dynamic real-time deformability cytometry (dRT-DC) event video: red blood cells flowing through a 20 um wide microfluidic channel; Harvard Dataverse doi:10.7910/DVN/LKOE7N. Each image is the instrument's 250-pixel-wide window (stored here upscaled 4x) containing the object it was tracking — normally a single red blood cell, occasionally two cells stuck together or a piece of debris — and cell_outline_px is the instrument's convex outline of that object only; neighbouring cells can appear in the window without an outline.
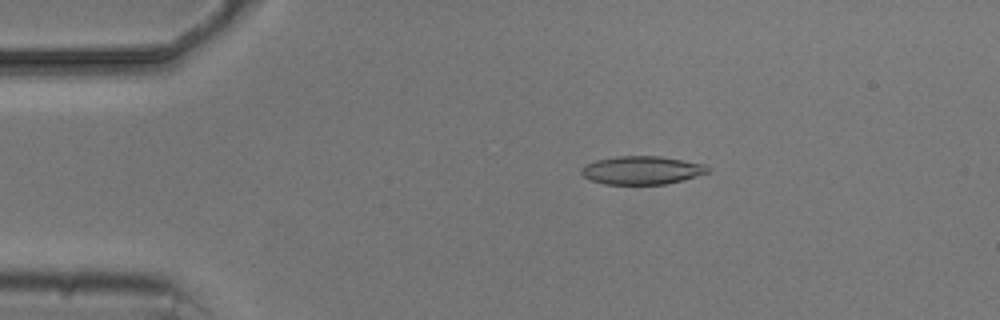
{"species": "common noctule bat (a hibernating species)", "species_latin": "Nyctalus noctula", "temperature_condition": "cold", "stored_images_in_passage": 6, "camera_frame_rate_fps": 3000, "um_per_image_px": 0.085, "animal": {"sex": "male", "body_mass_g": 20.5, "forearm_length_mm": 52.5}, "frame": {"image": 1, "passage_image": 3, "time_ms": 2.333, "image_size_px": [1000, 320], "cell_outline_px": [[712, 168], [708, 172], [696, 176], [664, 184], [604, 184], [592, 180], [584, 176], [580, 172], [580, 168], [584, 164], [596, 160], [616, 156], [660, 156], [708, 164]], "centroid_in_image_um": [54.56, 14.45], "position_along_channel_um": 30.4, "area_um2": 20.92}}
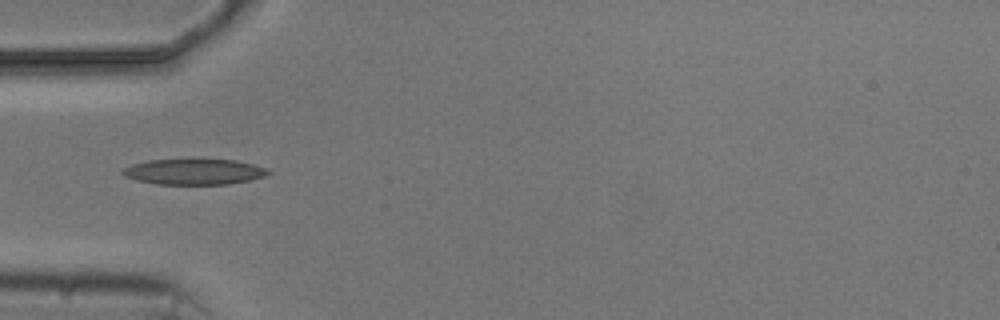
{"frame": {"image": 2, "passage_image": 5, "time_ms": 4.667, "image_size_px": [1000, 320], "cell_outline_px": [[272, 172], [264, 176], [248, 180], [228, 184], [156, 184], [136, 180], [124, 176], [120, 172], [124, 168], [132, 164], [148, 160], [236, 160], [252, 164], [264, 168]], "centroid_in_image_um": [16.45, 14.6], "position_along_channel_um": 68.5, "area_um2": 21.5}}
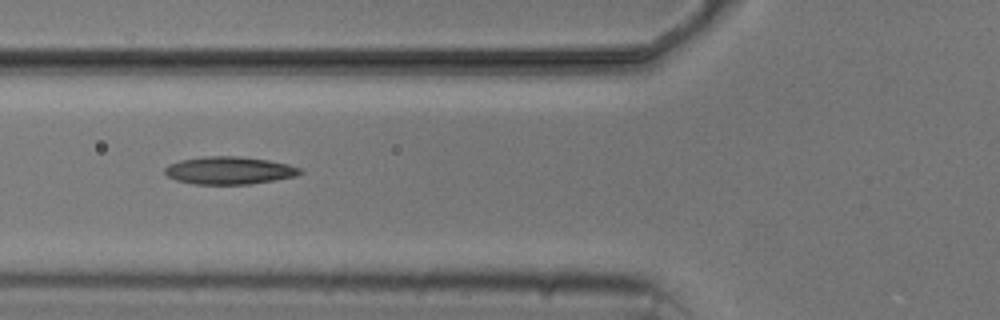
{"frame": {"image": 3, "passage_image": 6, "time_ms": 5.667, "image_size_px": [1000, 320], "cell_outline_px": [[304, 172], [296, 176], [276, 180], [252, 184], [192, 184], [176, 180], [168, 176], [164, 172], [164, 168], [168, 164], [180, 160], [204, 156], [236, 156], [268, 160], [288, 164], [300, 168]], "centroid_in_image_um": [19.48, 14.49], "position_along_channel_um": 106.3, "area_um2": 21.91}}